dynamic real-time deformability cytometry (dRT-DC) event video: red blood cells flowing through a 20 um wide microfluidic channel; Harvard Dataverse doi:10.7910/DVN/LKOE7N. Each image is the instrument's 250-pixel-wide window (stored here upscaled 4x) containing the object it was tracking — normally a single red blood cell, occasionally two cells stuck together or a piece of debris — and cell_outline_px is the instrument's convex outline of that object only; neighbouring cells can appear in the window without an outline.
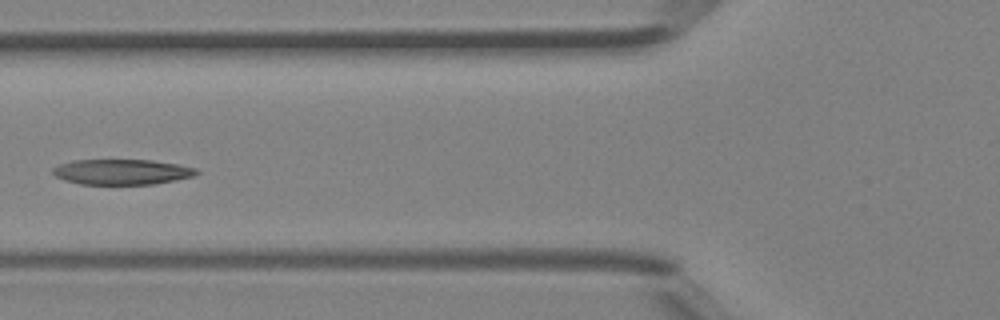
{"species": "Egyptian fruit bat (a non-hibernating species)", "species_latin": "Rousettus aegyptiacus", "temperature_condition": "room temperature", "stored_images_in_passage": 5, "camera_frame_rate_fps": 3000, "um_per_image_px": 0.085, "animal": {"sex": "female"}, "frame": {"image": 1, "passage_image": 5, "time_ms": 1.333, "image_size_px": [1000, 320], "cell_outline_px": [[200, 172], [192, 176], [176, 180], [152, 184], [80, 184], [64, 180], [56, 176], [52, 172], [52, 168], [60, 164], [72, 160], [152, 160], [180, 164], [196, 168]], "centroid_in_image_um": [10.36, 14.6], "position_along_channel_um": 115.4, "area_um2": 21.27}}